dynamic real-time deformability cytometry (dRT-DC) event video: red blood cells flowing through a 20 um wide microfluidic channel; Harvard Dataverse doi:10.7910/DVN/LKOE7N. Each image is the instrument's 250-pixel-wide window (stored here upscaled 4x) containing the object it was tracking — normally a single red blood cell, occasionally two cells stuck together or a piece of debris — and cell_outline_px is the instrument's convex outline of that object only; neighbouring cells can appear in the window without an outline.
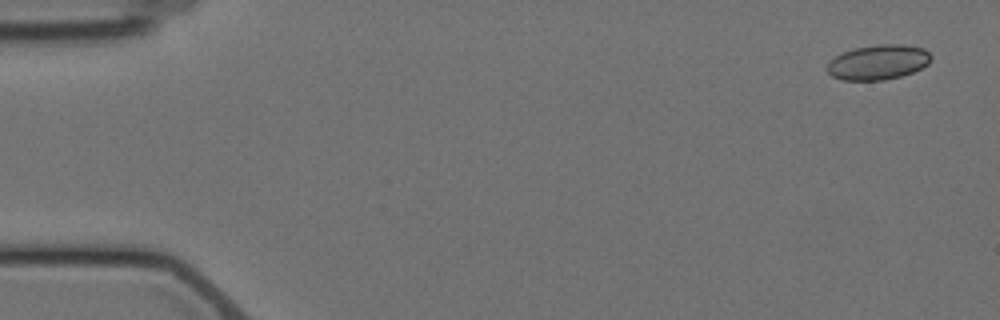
{"species": "Egyptian fruit bat (a non-hibernating species)", "species_latin": "Rousettus aegyptiacus", "temperature_condition": "cold", "stored_images_in_passage": 6, "camera_frame_rate_fps": 3000, "um_per_image_px": 0.085, "animal": {"sex": "female"}, "frame": {"image": 1, "passage_image": 1, "time_ms": 0.0, "image_size_px": [1000, 320], "cell_outline_px": [[932, 60], [928, 64], [912, 72], [900, 76], [884, 80], [844, 80], [832, 76], [828, 72], [828, 64], [836, 56], [844, 52], [856, 48], [876, 44], [904, 44], [924, 48], [932, 56]], "centroid_in_image_um": [74.69, 5.28], "position_along_channel_um": 10.3, "area_um2": 20.98}}
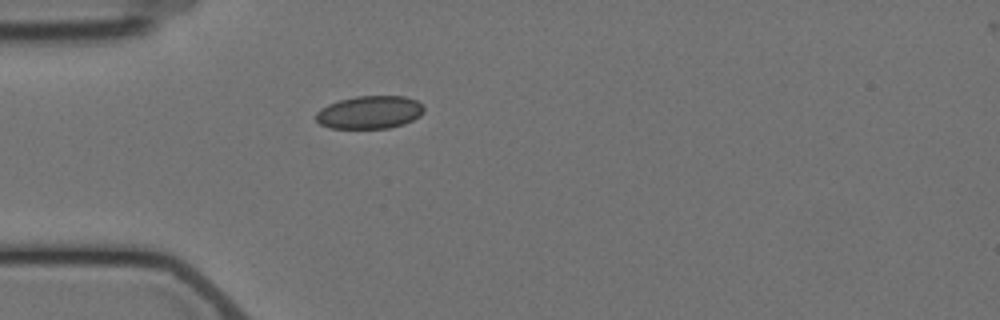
{"frame": {"image": 2, "passage_image": 5, "time_ms": 4.667, "image_size_px": [1000, 320], "cell_outline_px": [[424, 112], [420, 116], [404, 124], [388, 128], [332, 128], [320, 124], [316, 120], [316, 112], [320, 108], [328, 104], [340, 100], [356, 96], [404, 96], [416, 100], [424, 108]], "centroid_in_image_um": [31.41, 9.54], "position_along_channel_um": 53.6, "area_um2": 20.69}}